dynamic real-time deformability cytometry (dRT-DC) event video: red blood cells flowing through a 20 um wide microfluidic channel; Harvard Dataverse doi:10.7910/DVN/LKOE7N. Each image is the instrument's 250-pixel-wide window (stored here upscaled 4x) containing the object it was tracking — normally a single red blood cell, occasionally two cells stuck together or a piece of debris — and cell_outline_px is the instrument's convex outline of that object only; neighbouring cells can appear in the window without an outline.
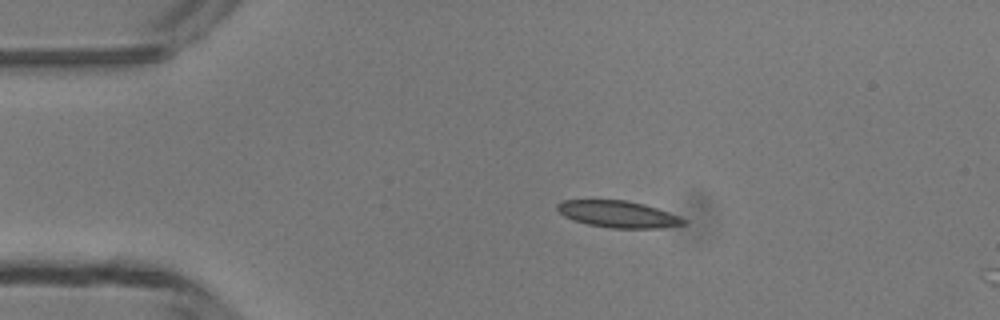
{"species": "common noctule bat (a hibernating species)", "species_latin": "Nyctalus noctula", "temperature_condition": "room temperature", "stored_images_in_passage": 3, "camera_frame_rate_fps": 3000, "um_per_image_px": 0.085, "animal": {"sex": "male", "body_mass_g": 13.3}, "frame": {"image": 1, "passage_image": 1, "time_ms": 0.0, "image_size_px": [1000, 320], "cell_outline_px": [[688, 224], [660, 228], [612, 228], [588, 224], [572, 220], [564, 216], [556, 208], [556, 204], [564, 200], [624, 200], [644, 204], [680, 216], [688, 220]], "centroid_in_image_um": [52.57, 18.21], "position_along_channel_um": 32.4, "area_um2": 19.71}}